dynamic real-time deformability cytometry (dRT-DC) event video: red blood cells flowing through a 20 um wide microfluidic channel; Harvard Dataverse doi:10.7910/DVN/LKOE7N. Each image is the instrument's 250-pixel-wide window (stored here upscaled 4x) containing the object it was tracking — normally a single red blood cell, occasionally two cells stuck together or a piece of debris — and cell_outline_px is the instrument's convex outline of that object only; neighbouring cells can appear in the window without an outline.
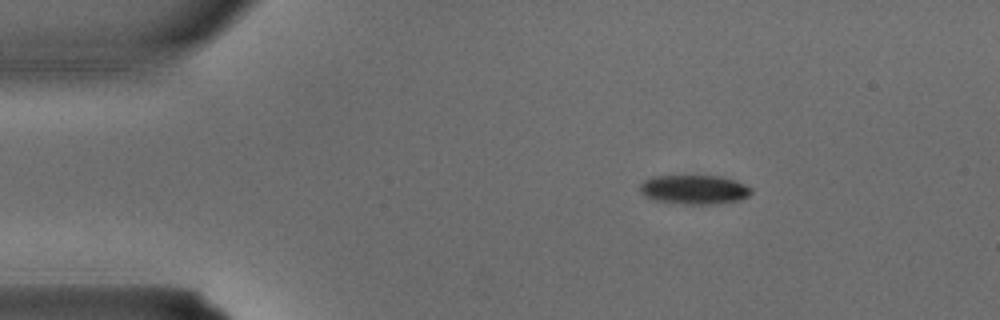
{"species": "common noctule bat (a hibernating species)", "species_latin": "Nyctalus noctula", "temperature_condition": "warm", "stored_images_in_passage": 2, "camera_frame_rate_fps": 3000, "um_per_image_px": 0.085, "animal": {"sex": "male", "body_mass_g": 15.6}, "frame": {"image": 1, "passage_image": 1, "time_ms": 0.0, "image_size_px": [1000, 320], "cell_outline_px": [[752, 192], [748, 196], [740, 200], [712, 204], [684, 204], [656, 200], [644, 196], [640, 192], [640, 184], [644, 180], [652, 176], [720, 176], [736, 180], [752, 188]], "centroid_in_image_um": [59.01, 16.11], "position_along_channel_um": 26.0, "area_um2": 18.96}}